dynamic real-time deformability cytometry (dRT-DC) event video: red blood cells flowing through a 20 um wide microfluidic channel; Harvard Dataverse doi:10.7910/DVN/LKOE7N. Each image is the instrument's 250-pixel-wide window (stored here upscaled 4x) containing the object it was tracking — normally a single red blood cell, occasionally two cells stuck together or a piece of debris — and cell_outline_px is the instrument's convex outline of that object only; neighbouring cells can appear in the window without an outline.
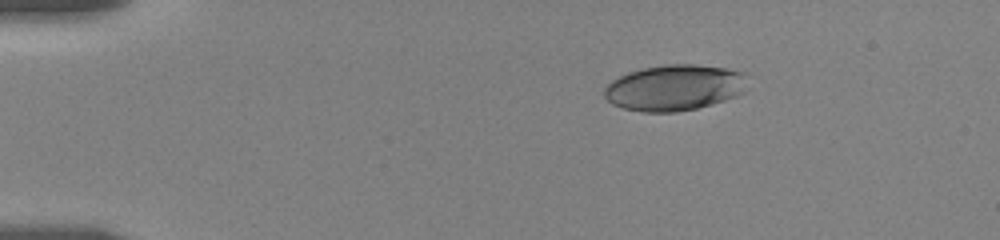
{"species": "human", "species_latin": "Homo sapiens", "temperature_condition": "room temperature", "stored_images_in_passage": 68, "camera_frame_rate_fps": 3000, "um_per_image_px": 0.085, "donor": {"sex": "female"}, "frame": {"image": 1, "passage_image": 1, "time_ms": 0.0, "image_size_px": [1000, 240], "cell_outline_px": [[744, 92], [736, 96], [712, 104], [696, 108], [676, 112], [640, 112], [624, 108], [612, 104], [604, 96], [604, 88], [612, 80], [628, 72], [644, 68], [668, 64], [696, 64], [724, 68], [744, 72]], "centroid_in_image_um": [57.3, 7.45], "position_along_channel_um": 27.7, "area_um2": 38.15}}
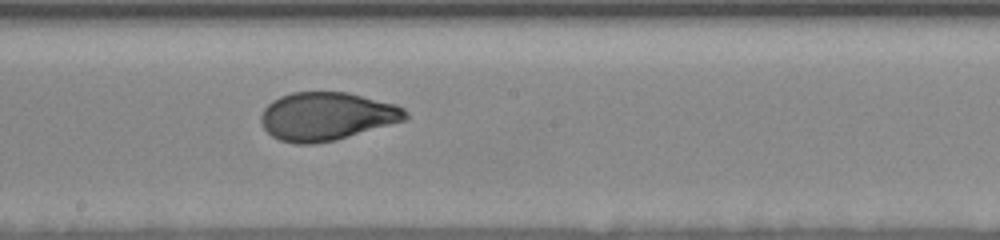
{"frame": {"image": 2, "passage_image": 37, "time_ms": 7.667, "image_size_px": [1000, 240], "cell_outline_px": [[408, 120], [336, 140], [312, 144], [296, 144], [280, 140], [272, 136], [264, 128], [260, 120], [260, 116], [264, 108], [272, 100], [280, 96], [292, 92], [348, 92], [396, 104], [404, 108], [408, 112]], "centroid_in_image_um": [27.79, 9.89], "position_along_channel_um": 220.4, "area_um2": 40.92}}
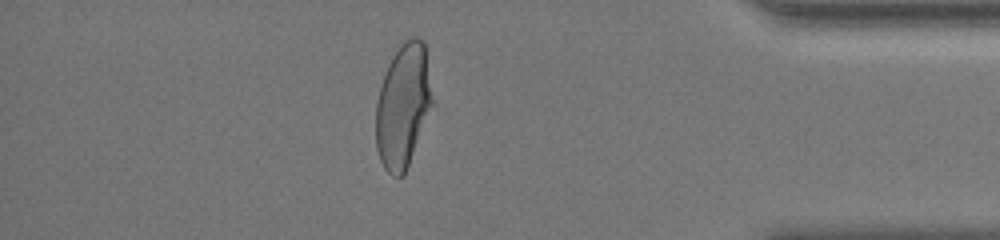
{"frame": {"image": 3, "passage_image": 59, "time_ms": 13.667, "image_size_px": [1000, 240], "cell_outline_px": [[432, 104], [404, 176], [392, 176], [384, 168], [380, 160], [376, 148], [376, 104], [380, 88], [388, 64], [400, 40], [412, 36], [416, 36], [424, 40], [432, 96]], "centroid_in_image_um": [34.24, 8.95], "position_along_channel_um": 401.0, "area_um2": 40.58}, "authors_computed_cell_mechanics": {"area_um2": 40.6912, "velocity_mm_per_s": 3.4952, "shape_relaxation_time_tau1_ms": 5.3721, "shape_relaxation_time_tau2_ms": 0.7961, "deformation_change_tau1": 0.1912, "deformation_change_tau2": 0.058}}